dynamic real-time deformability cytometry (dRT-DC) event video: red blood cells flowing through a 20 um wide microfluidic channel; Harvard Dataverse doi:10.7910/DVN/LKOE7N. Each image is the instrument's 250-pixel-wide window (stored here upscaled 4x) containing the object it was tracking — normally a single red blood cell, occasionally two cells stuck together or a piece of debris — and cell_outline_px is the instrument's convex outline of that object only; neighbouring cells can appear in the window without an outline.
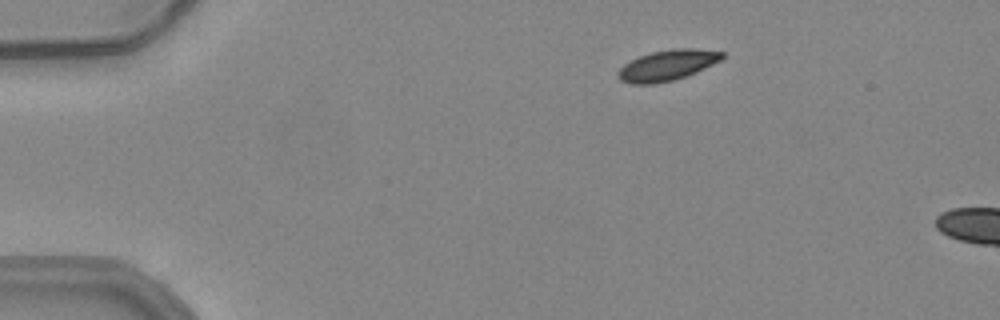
{"species": "common noctule bat (a hibernating species)", "species_latin": "Nyctalus noctula", "temperature_condition": "warm", "stored_images_in_passage": 7, "camera_frame_rate_fps": 3000, "um_per_image_px": 0.085, "animal": {"sex": "female", "body_mass_g": 24.6, "forearm_length_mm": 56.2}, "frame": {"image": 1, "passage_image": 2, "time_ms": 0.333, "image_size_px": [1000, 320], "cell_outline_px": [[724, 56], [720, 60], [696, 72], [672, 80], [652, 84], [628, 84], [620, 80], [616, 76], [616, 72], [624, 64], [640, 56], [652, 52], [672, 48], [696, 48], [724, 52]], "centroid_in_image_um": [56.68, 5.54], "position_along_channel_um": 28.3, "area_um2": 18.5}}